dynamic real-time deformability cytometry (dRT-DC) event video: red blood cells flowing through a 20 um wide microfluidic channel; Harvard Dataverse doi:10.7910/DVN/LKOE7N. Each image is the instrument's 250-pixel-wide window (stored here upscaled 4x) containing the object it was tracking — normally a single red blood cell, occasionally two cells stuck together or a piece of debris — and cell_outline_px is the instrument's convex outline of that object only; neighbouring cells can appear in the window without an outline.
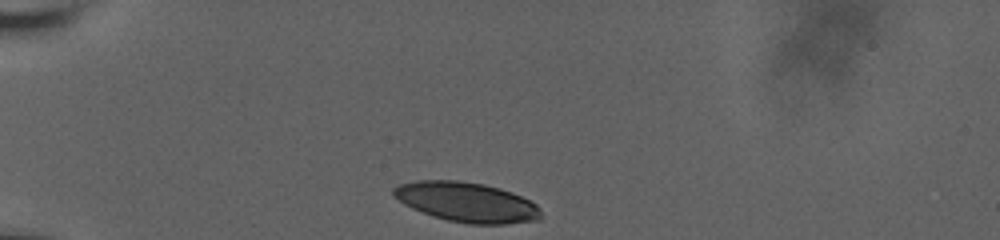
{"species": "human", "species_latin": "Homo sapiens", "temperature_condition": "room temperature", "stored_images_in_passage": 34, "camera_frame_rate_fps": 3000, "um_per_image_px": 0.085, "donor": {"sex": "male"}, "frame": {"image": 1, "passage_image": 1, "time_ms": 0.0, "image_size_px": [1000, 240], "cell_outline_px": [[540, 220], [504, 224], [468, 224], [448, 220], [432, 216], [412, 208], [404, 204], [392, 192], [392, 188], [400, 184], [416, 180], [460, 180], [484, 184], [500, 188], [512, 192], [536, 204], [540, 208]], "centroid_in_image_um": [39.67, 17.18], "position_along_channel_um": 45.3, "area_um2": 34.16}}
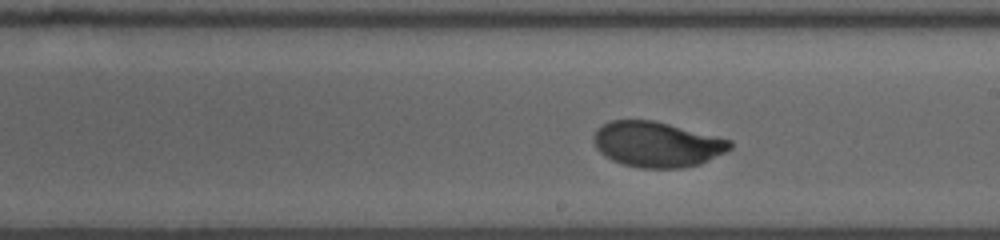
{"frame": {"image": 2, "passage_image": 20, "time_ms": 6.333, "image_size_px": [1000, 240], "cell_outline_px": [[732, 148], [700, 164], [684, 168], [640, 168], [624, 164], [612, 160], [604, 156], [596, 148], [592, 140], [596, 132], [604, 124], [612, 120], [652, 120], [732, 140]], "centroid_in_image_um": [55.83, 12.28], "position_along_channel_um": 233.2, "area_um2": 35.78}}
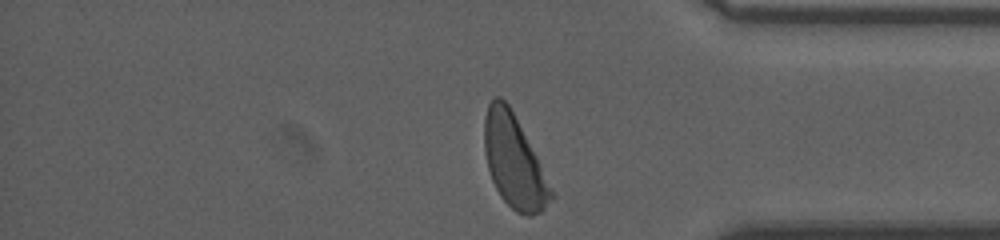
{"frame": {"image": 3, "passage_image": 34, "time_ms": 11.0, "image_size_px": [1000, 240], "cell_outline_px": [[556, 196], [540, 212], [532, 216], [528, 216], [516, 212], [500, 196], [492, 180], [488, 168], [484, 152], [484, 116], [488, 104], [496, 96], [500, 96], [508, 104], [536, 156]], "centroid_in_image_um": [43.68, 13.75], "position_along_channel_um": 391.5, "area_um2": 35.6}, "authors_computed_cell_mechanics": {"area_um2": 35.8649, "velocity_mm_per_s": 3.6381, "shape_relaxation_time_tau1_ms": 3.9533, "shape_relaxation_time_tau2_ms": null, "deformation_change_tau1": 0.198, "deformation_change_tau2": null}}